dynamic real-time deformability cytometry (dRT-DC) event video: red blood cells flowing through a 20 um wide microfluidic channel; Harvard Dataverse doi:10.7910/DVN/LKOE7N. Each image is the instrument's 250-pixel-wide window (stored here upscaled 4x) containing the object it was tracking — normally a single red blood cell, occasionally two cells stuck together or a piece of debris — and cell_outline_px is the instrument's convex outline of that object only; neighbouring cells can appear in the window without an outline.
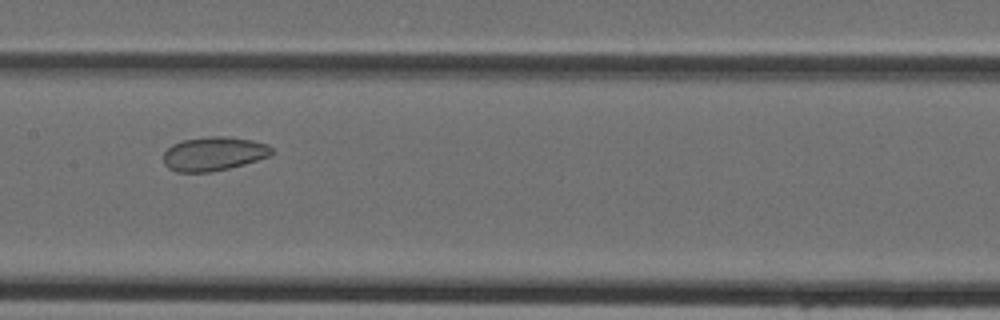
{"species": "Egyptian fruit bat (a non-hibernating species)", "species_latin": "Rousettus aegyptiacus", "temperature_condition": "cold", "stored_images_in_passage": 41, "camera_frame_rate_fps": 3000, "um_per_image_px": 0.085, "animal": {"sex": "female"}, "frame": {"image": 1, "passage_image": 18, "time_ms": 5.667, "image_size_px": [1000, 320], "cell_outline_px": [[272, 152], [268, 156], [244, 164], [212, 172], [176, 172], [168, 168], [164, 164], [164, 152], [172, 144], [184, 140], [208, 136], [232, 136], [252, 140], [268, 144], [272, 148]], "centroid_in_image_um": [18.15, 13.06], "position_along_channel_um": 189.3, "area_um2": 21.44}}
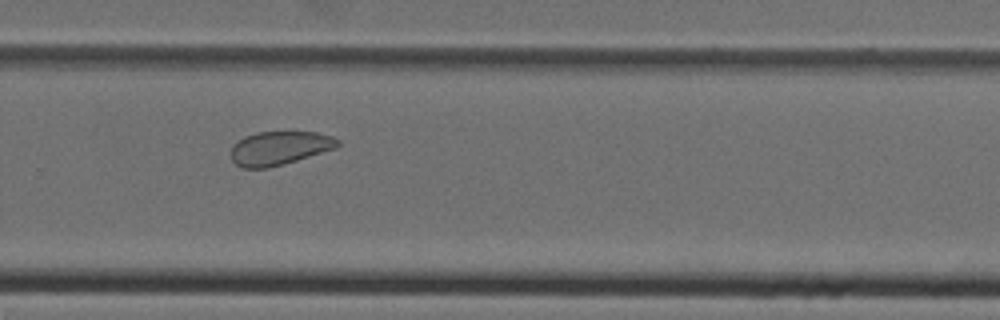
{"frame": {"image": 2, "passage_image": 26, "time_ms": 8.333, "image_size_px": [1000, 320], "cell_outline_px": [[340, 144], [336, 148], [284, 164], [268, 168], [240, 168], [232, 160], [232, 148], [244, 136], [256, 132], [316, 132], [332, 136], [340, 140]], "centroid_in_image_um": [23.77, 12.59], "position_along_channel_um": 306.0, "area_um2": 20.87}}
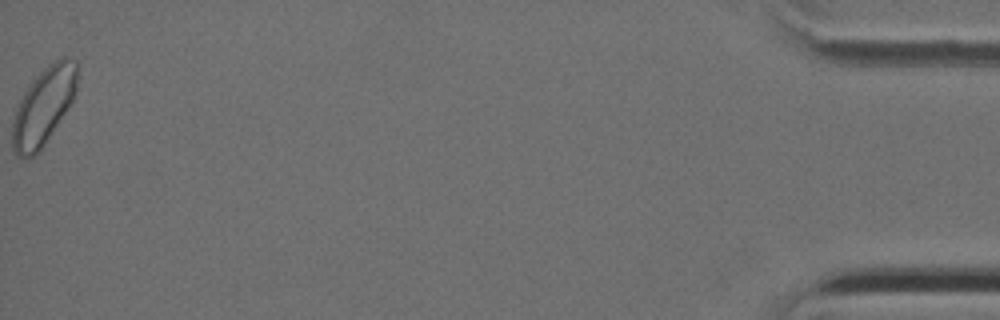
{"frame": {"image": 3, "passage_image": 41, "time_ms": 13.333, "image_size_px": [1000, 320], "cell_outline_px": [[80, 68], [76, 92], [72, 100], [40, 148], [32, 156], [24, 160], [12, 148], [12, 120], [16, 108], [24, 92], [32, 80], [48, 64], [60, 56], [64, 56], [76, 60]], "centroid_in_image_um": [3.72, 8.94], "position_along_channel_um": 431.5, "area_um2": 28.96}}